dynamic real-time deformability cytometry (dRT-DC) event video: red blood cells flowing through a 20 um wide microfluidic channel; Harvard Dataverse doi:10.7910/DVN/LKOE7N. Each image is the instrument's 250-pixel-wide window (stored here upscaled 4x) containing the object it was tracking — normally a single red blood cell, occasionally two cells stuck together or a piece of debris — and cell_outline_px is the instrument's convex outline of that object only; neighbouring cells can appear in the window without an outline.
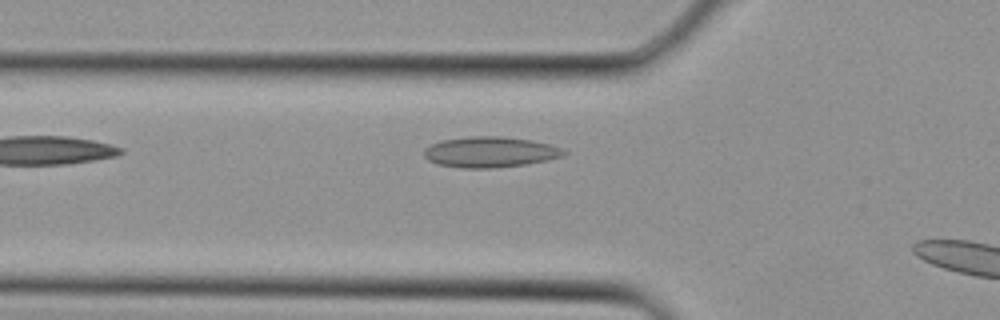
{"species": "Egyptian fruit bat (a non-hibernating species)", "species_latin": "Rousettus aegyptiacus", "temperature_condition": "cold", "stored_images_in_passage": 5, "camera_frame_rate_fps": 3000, "um_per_image_px": 0.085, "animal": {"sex": "female"}, "frame": {"image": 1, "passage_image": 4, "time_ms": 1.0, "image_size_px": [1000, 320], "cell_outline_px": [[568, 152], [564, 156], [548, 160], [524, 164], [492, 168], [460, 168], [436, 164], [428, 160], [424, 156], [424, 148], [432, 144], [444, 140], [472, 136], [504, 136], [532, 140], [548, 144], [560, 148]], "centroid_in_image_um": [41.65, 12.92], "position_along_channel_um": 84.1, "area_um2": 24.97}}